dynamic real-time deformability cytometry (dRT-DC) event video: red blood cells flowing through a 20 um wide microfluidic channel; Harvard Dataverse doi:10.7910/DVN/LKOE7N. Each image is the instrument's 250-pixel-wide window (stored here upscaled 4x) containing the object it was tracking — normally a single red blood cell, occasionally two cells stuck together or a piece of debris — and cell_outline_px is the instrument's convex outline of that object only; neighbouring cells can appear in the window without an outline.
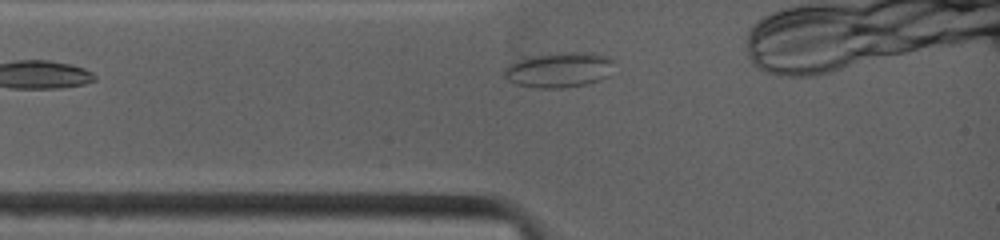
{"species": "common noctule bat (a hibernating species)", "species_latin": "Nyctalus noctula", "temperature_condition": "warm", "stored_images_in_passage": 32, "camera_frame_rate_fps": 4500, "um_per_image_px": 0.085, "animal": {"sex": "female", "body_mass_g": 19.0, "forearm_length_mm": 53.3}, "frame": {"image": 1, "passage_image": 4, "time_ms": 0.889, "image_size_px": [1000, 240], "cell_outline_px": [[612, 60], [608, 76], [600, 80], [588, 84], [564, 88], [536, 88], [516, 84], [508, 80], [504, 76], [504, 68], [508, 64], [516, 60], [528, 56], [564, 52], [588, 52], [608, 56]], "centroid_in_image_um": [47.48, 5.94], "position_along_channel_um": 37.5, "area_um2": 22.66}}
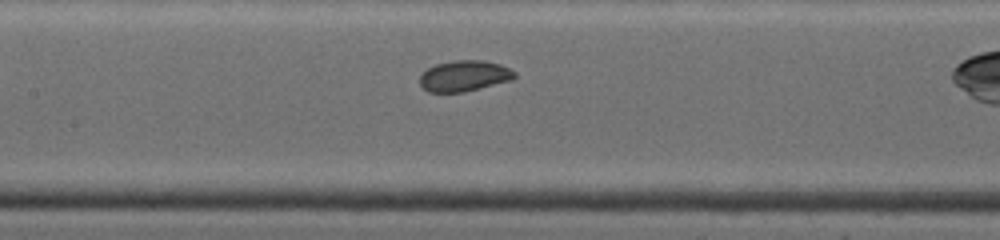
{"frame": {"image": 2, "passage_image": 14, "time_ms": 4.222, "image_size_px": [1000, 240], "cell_outline_px": [[516, 76], [512, 80], [464, 92], [428, 92], [420, 84], [420, 76], [428, 68], [436, 64], [452, 60], [484, 60], [500, 64], [516, 72]], "centroid_in_image_um": [39.47, 6.45], "position_along_channel_um": 167.9, "area_um2": 17.05}}
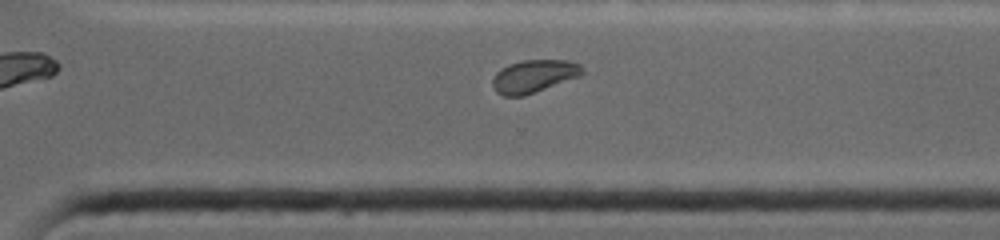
{"frame": {"image": 3, "passage_image": 27, "time_ms": 8.222, "image_size_px": [1000, 240], "cell_outline_px": [[584, 72], [580, 76], [524, 96], [504, 96], [496, 92], [492, 84], [492, 80], [496, 72], [512, 64], [524, 60], [568, 60], [580, 64], [584, 68]], "centroid_in_image_um": [45.41, 6.48], "position_along_channel_um": 325.2, "area_um2": 16.99}}